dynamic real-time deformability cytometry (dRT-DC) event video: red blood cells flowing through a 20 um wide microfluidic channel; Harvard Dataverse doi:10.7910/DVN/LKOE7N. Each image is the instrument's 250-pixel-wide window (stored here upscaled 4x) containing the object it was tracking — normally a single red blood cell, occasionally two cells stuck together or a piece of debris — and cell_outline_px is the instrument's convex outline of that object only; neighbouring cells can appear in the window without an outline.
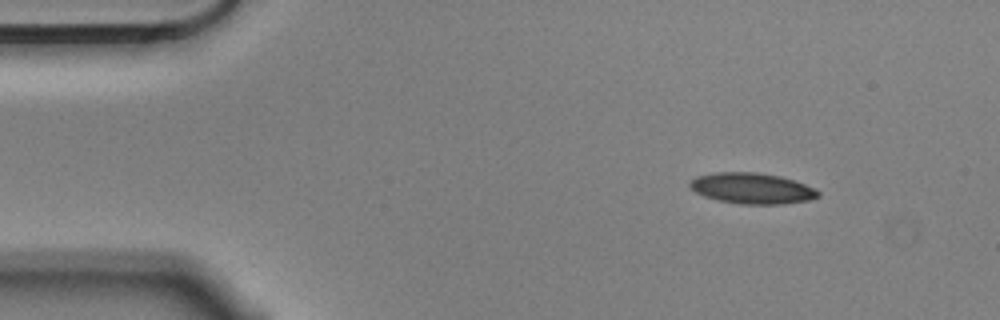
{"species": "Egyptian fruit bat (a non-hibernating species)", "species_latin": "Rousettus aegyptiacus", "temperature_condition": "cold", "stored_images_in_passage": 7, "camera_frame_rate_fps": 3000, "um_per_image_px": 0.085, "animal": {"sex": "male"}, "frame": {"image": 1, "passage_image": 1, "time_ms": 0.0, "image_size_px": [1000, 320], "cell_outline_px": [[820, 196], [808, 200], [780, 204], [740, 204], [720, 200], [704, 196], [696, 192], [688, 184], [696, 176], [712, 172], [756, 172], [780, 176], [816, 188], [820, 192]], "centroid_in_image_um": [63.92, 16.0], "position_along_channel_um": 21.1, "area_um2": 22.95}}
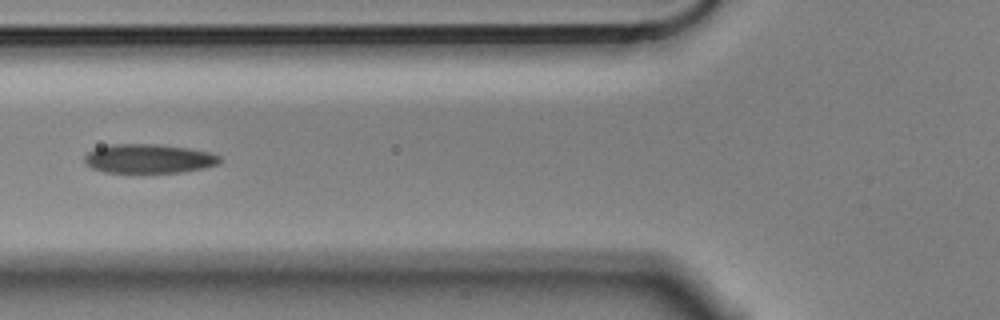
{"frame": {"image": 2, "passage_image": 5, "time_ms": 1.333, "image_size_px": [1000, 320], "cell_outline_px": [[220, 164], [204, 168], [184, 172], [104, 172], [92, 168], [84, 160], [84, 156], [88, 152], [96, 148], [112, 144], [160, 144], [188, 148], [208, 152], [220, 156]], "centroid_in_image_um": [12.66, 13.48], "position_along_channel_um": 113.1, "area_um2": 22.89}}
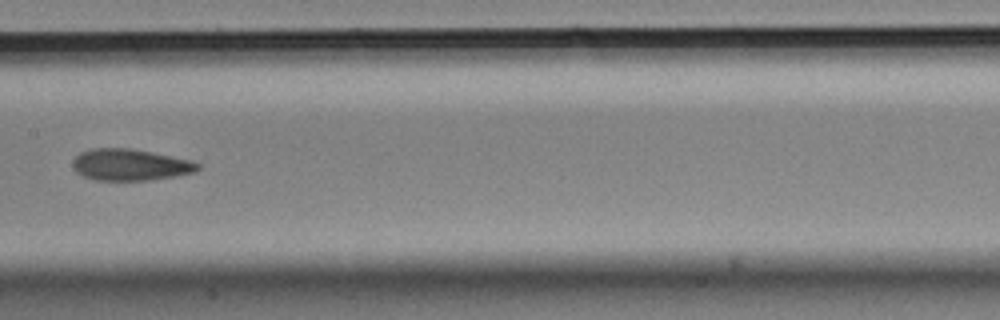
{"frame": {"image": 3, "passage_image": 7, "time_ms": 2.0, "image_size_px": [1000, 320], "cell_outline_px": [[200, 168], [196, 172], [176, 176], [148, 180], [96, 180], [84, 176], [76, 172], [72, 168], [72, 160], [80, 152], [88, 148], [128, 148], [188, 160], [200, 164]], "centroid_in_image_um": [11.01, 14.01], "position_along_channel_um": 196.4, "area_um2": 22.83}}